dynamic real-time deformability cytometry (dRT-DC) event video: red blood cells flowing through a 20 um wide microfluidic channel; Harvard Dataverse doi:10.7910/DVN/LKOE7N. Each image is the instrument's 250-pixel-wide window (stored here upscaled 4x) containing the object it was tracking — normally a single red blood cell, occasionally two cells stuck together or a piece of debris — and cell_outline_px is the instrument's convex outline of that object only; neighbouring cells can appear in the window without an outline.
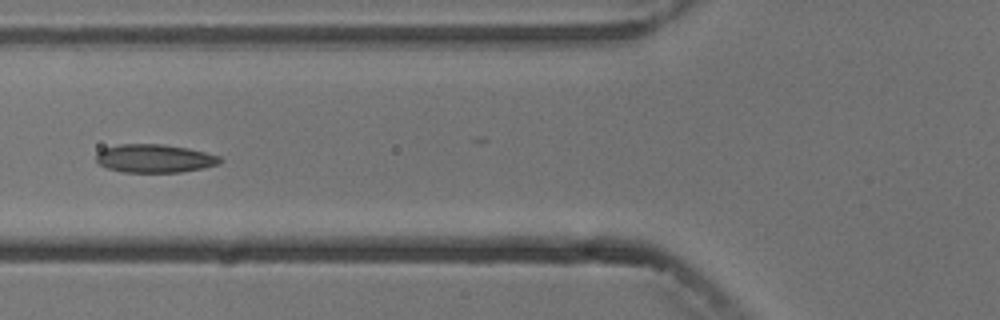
{"species": "common noctule bat (a hibernating species)", "species_latin": "Nyctalus noctula", "temperature_condition": "cold", "stored_images_in_passage": 10, "camera_frame_rate_fps": 3000, "um_per_image_px": 0.085, "animal": {"sex": "male", "body_mass_g": 13.3}, "frame": {"image": 1, "passage_image": 5, "time_ms": 5.667, "image_size_px": [1000, 320], "cell_outline_px": [[224, 160], [220, 164], [204, 168], [180, 172], [124, 172], [108, 168], [100, 164], [96, 160], [96, 152], [104, 148], [120, 144], [164, 144], [188, 148], [220, 156]], "centroid_in_image_um": [13.17, 13.46], "position_along_channel_um": 112.6, "area_um2": 20.52}}
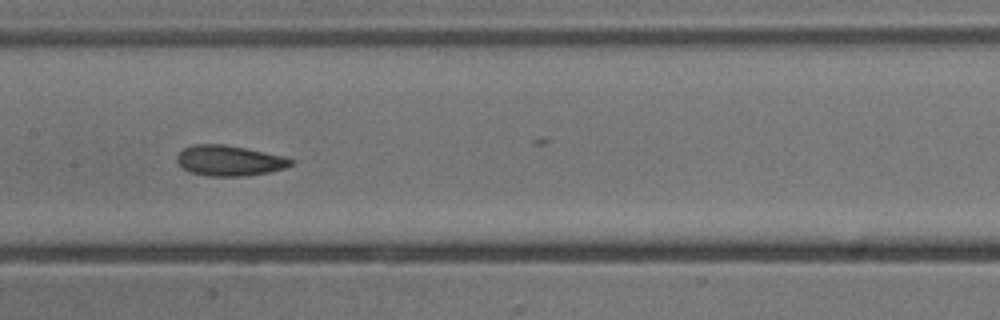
{"frame": {"image": 2, "passage_image": 7, "time_ms": 7.667, "image_size_px": [1000, 320], "cell_outline_px": [[292, 164], [284, 168], [268, 172], [248, 176], [208, 176], [192, 172], [184, 168], [176, 160], [176, 156], [184, 148], [192, 144], [224, 144], [284, 156], [292, 160]], "centroid_in_image_um": [19.47, 13.65], "position_along_channel_um": 187.9, "area_um2": 20.0}}
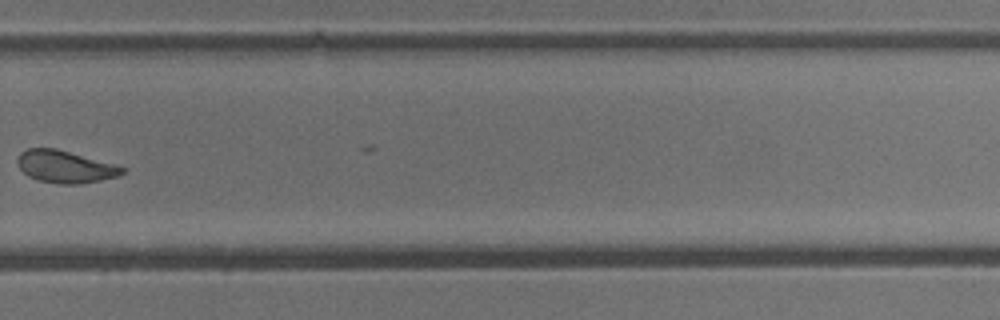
{"frame": {"image": 3, "passage_image": 10, "time_ms": 11.333, "image_size_px": [1000, 320], "cell_outline_px": [[128, 168], [124, 172], [116, 176], [100, 180], [76, 184], [60, 184], [36, 180], [28, 176], [20, 168], [16, 160], [20, 152], [28, 148], [56, 148]], "centroid_in_image_um": [5.5, 14.16], "position_along_channel_um": 324.3, "area_um2": 19.59}}